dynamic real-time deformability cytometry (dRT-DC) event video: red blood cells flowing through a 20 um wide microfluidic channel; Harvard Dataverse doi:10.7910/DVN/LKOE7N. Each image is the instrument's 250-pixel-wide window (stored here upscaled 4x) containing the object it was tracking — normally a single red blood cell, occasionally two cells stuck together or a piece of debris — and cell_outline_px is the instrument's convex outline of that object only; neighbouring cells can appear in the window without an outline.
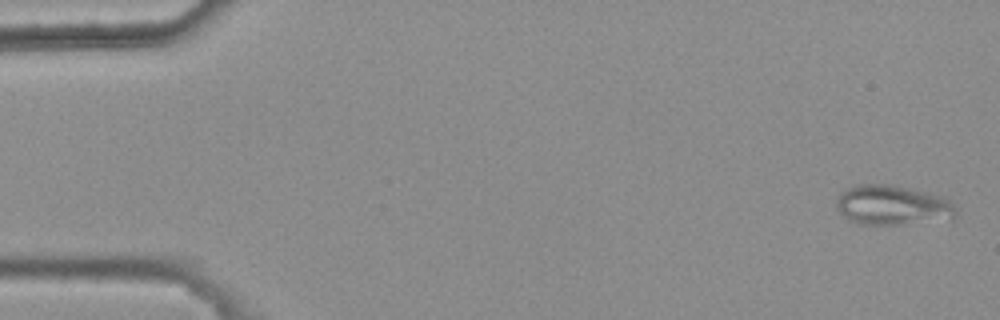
{"species": "common noctule bat (a hibernating species)", "species_latin": "Nyctalus noctula", "temperature_condition": "warm", "stored_images_in_passage": 5, "camera_frame_rate_fps": 3000, "um_per_image_px": 0.085, "animal": {"sex": "female", "body_mass_g": 25.1}, "frame": {"image": 1, "passage_image": 1, "time_ms": 0.0, "image_size_px": [1000, 320], "cell_outline_px": [[956, 216], [952, 220], [904, 224], [856, 224], [848, 220], [836, 208], [836, 200], [840, 192], [856, 184], [892, 184], [912, 188], [948, 196], [956, 208]], "centroid_in_image_um": [75.92, 17.43], "position_along_channel_um": 9.1, "area_um2": 28.61}}